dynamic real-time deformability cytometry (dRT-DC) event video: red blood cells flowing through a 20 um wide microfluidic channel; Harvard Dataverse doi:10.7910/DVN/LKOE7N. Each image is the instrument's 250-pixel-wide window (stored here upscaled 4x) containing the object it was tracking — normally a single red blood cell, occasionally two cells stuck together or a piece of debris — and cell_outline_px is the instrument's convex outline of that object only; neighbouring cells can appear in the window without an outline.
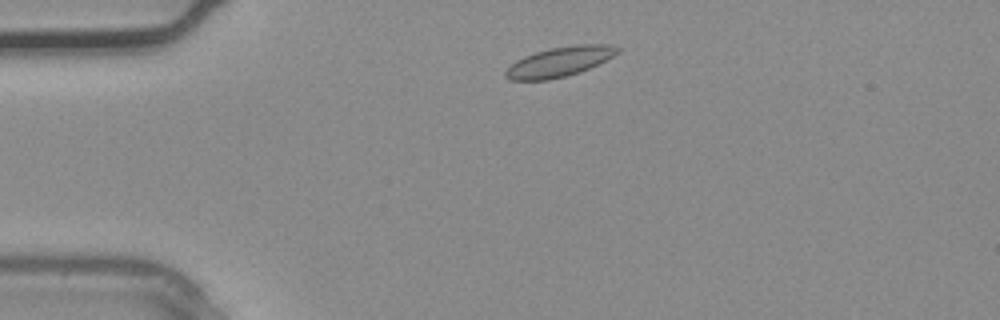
{"species": "common noctule bat (a hibernating species)", "species_latin": "Nyctalus noctula", "temperature_condition": "warm", "stored_images_in_passage": 2, "camera_frame_rate_fps": 3000, "um_per_image_px": 0.085, "animal": {"sex": "male", "body_mass_g": 20.4}, "frame": {"image": 1, "passage_image": 1, "time_ms": 0.0, "image_size_px": [1000, 320], "cell_outline_px": [[620, 52], [580, 72], [548, 80], [512, 80], [504, 76], [504, 72], [516, 60], [524, 56], [536, 52], [552, 48], [576, 44], [608, 44], [620, 48]], "centroid_in_image_um": [47.55, 5.24], "position_along_channel_um": 37.5, "area_um2": 19.13}}
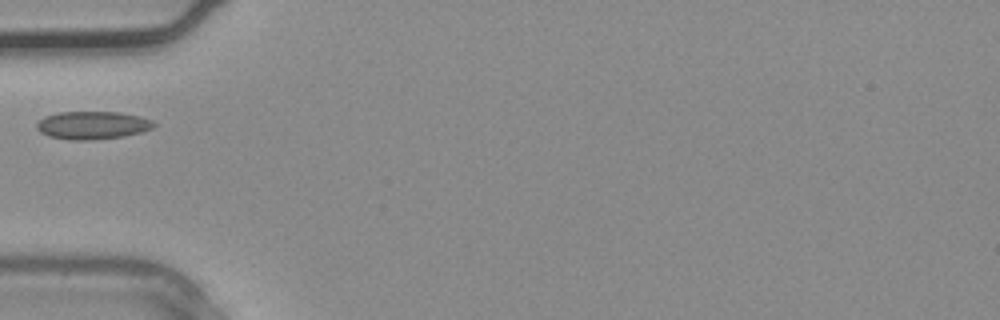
{"frame": {"image": 2, "passage_image": 2, "time_ms": 0.333, "image_size_px": [1000, 320], "cell_outline_px": [[156, 124], [152, 128], [140, 132], [124, 136], [92, 140], [68, 140], [48, 136], [40, 132], [36, 128], [36, 124], [44, 116], [56, 112], [120, 112], [140, 116], [152, 120]], "centroid_in_image_um": [7.84, 10.64], "position_along_channel_um": 77.2, "area_um2": 19.19}}